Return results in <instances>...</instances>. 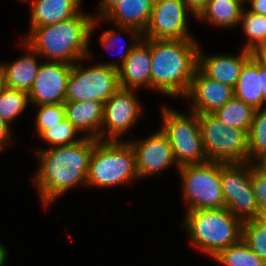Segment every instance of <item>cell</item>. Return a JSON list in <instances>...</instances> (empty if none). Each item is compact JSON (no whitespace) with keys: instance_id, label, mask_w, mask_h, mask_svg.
Returning a JSON list of instances; mask_svg holds the SVG:
<instances>
[{"instance_id":"obj_1","label":"cell","mask_w":266,"mask_h":266,"mask_svg":"<svg viewBox=\"0 0 266 266\" xmlns=\"http://www.w3.org/2000/svg\"><path fill=\"white\" fill-rule=\"evenodd\" d=\"M98 140L84 138L76 144L36 149L39 167L33 176L41 205L49 207L78 185L86 186L91 152Z\"/></svg>"},{"instance_id":"obj_2","label":"cell","mask_w":266,"mask_h":266,"mask_svg":"<svg viewBox=\"0 0 266 266\" xmlns=\"http://www.w3.org/2000/svg\"><path fill=\"white\" fill-rule=\"evenodd\" d=\"M98 25L93 13L80 12L55 24L29 27L22 39L45 61L75 64L86 57L93 59L89 41Z\"/></svg>"},{"instance_id":"obj_3","label":"cell","mask_w":266,"mask_h":266,"mask_svg":"<svg viewBox=\"0 0 266 266\" xmlns=\"http://www.w3.org/2000/svg\"><path fill=\"white\" fill-rule=\"evenodd\" d=\"M151 89L173 98H184L198 68L196 39H149Z\"/></svg>"},{"instance_id":"obj_4","label":"cell","mask_w":266,"mask_h":266,"mask_svg":"<svg viewBox=\"0 0 266 266\" xmlns=\"http://www.w3.org/2000/svg\"><path fill=\"white\" fill-rule=\"evenodd\" d=\"M182 223L192 247L209 258L242 239L243 222L226 207L185 211Z\"/></svg>"},{"instance_id":"obj_5","label":"cell","mask_w":266,"mask_h":266,"mask_svg":"<svg viewBox=\"0 0 266 266\" xmlns=\"http://www.w3.org/2000/svg\"><path fill=\"white\" fill-rule=\"evenodd\" d=\"M139 179L134 150L125 140L97 141L91 152L86 188L133 184Z\"/></svg>"},{"instance_id":"obj_6","label":"cell","mask_w":266,"mask_h":266,"mask_svg":"<svg viewBox=\"0 0 266 266\" xmlns=\"http://www.w3.org/2000/svg\"><path fill=\"white\" fill-rule=\"evenodd\" d=\"M161 108L160 128L168 136L178 167L209 161L203 148L197 114L191 110L182 113L165 104Z\"/></svg>"},{"instance_id":"obj_7","label":"cell","mask_w":266,"mask_h":266,"mask_svg":"<svg viewBox=\"0 0 266 266\" xmlns=\"http://www.w3.org/2000/svg\"><path fill=\"white\" fill-rule=\"evenodd\" d=\"M186 211L225 207L221 187V162L207 161L178 170Z\"/></svg>"},{"instance_id":"obj_8","label":"cell","mask_w":266,"mask_h":266,"mask_svg":"<svg viewBox=\"0 0 266 266\" xmlns=\"http://www.w3.org/2000/svg\"><path fill=\"white\" fill-rule=\"evenodd\" d=\"M203 148L209 161L248 162V133L221 123L213 114H197Z\"/></svg>"},{"instance_id":"obj_9","label":"cell","mask_w":266,"mask_h":266,"mask_svg":"<svg viewBox=\"0 0 266 266\" xmlns=\"http://www.w3.org/2000/svg\"><path fill=\"white\" fill-rule=\"evenodd\" d=\"M83 58L72 64L65 102L99 101L103 104L120 88L118 70L95 63L85 66Z\"/></svg>"},{"instance_id":"obj_10","label":"cell","mask_w":266,"mask_h":266,"mask_svg":"<svg viewBox=\"0 0 266 266\" xmlns=\"http://www.w3.org/2000/svg\"><path fill=\"white\" fill-rule=\"evenodd\" d=\"M252 163L221 162V187L225 207L242 222L261 216L251 182Z\"/></svg>"},{"instance_id":"obj_11","label":"cell","mask_w":266,"mask_h":266,"mask_svg":"<svg viewBox=\"0 0 266 266\" xmlns=\"http://www.w3.org/2000/svg\"><path fill=\"white\" fill-rule=\"evenodd\" d=\"M137 90L119 88L105 103L101 141H123L142 116Z\"/></svg>"},{"instance_id":"obj_12","label":"cell","mask_w":266,"mask_h":266,"mask_svg":"<svg viewBox=\"0 0 266 266\" xmlns=\"http://www.w3.org/2000/svg\"><path fill=\"white\" fill-rule=\"evenodd\" d=\"M196 18L184 0H160L154 3L149 24L143 33L147 39H195L189 33L188 15Z\"/></svg>"},{"instance_id":"obj_13","label":"cell","mask_w":266,"mask_h":266,"mask_svg":"<svg viewBox=\"0 0 266 266\" xmlns=\"http://www.w3.org/2000/svg\"><path fill=\"white\" fill-rule=\"evenodd\" d=\"M138 140V141H137ZM134 150L136 169L140 179L152 177L171 166L179 170L168 136L158 129L144 139L126 140Z\"/></svg>"},{"instance_id":"obj_14","label":"cell","mask_w":266,"mask_h":266,"mask_svg":"<svg viewBox=\"0 0 266 266\" xmlns=\"http://www.w3.org/2000/svg\"><path fill=\"white\" fill-rule=\"evenodd\" d=\"M71 69L65 62L42 61L28 93L30 105L64 104Z\"/></svg>"},{"instance_id":"obj_15","label":"cell","mask_w":266,"mask_h":266,"mask_svg":"<svg viewBox=\"0 0 266 266\" xmlns=\"http://www.w3.org/2000/svg\"><path fill=\"white\" fill-rule=\"evenodd\" d=\"M234 97V88L207 77L199 68L184 99L191 100L189 110L212 114Z\"/></svg>"},{"instance_id":"obj_16","label":"cell","mask_w":266,"mask_h":266,"mask_svg":"<svg viewBox=\"0 0 266 266\" xmlns=\"http://www.w3.org/2000/svg\"><path fill=\"white\" fill-rule=\"evenodd\" d=\"M239 54L206 55L199 48L198 68L209 78L235 88L244 63L254 54L242 48Z\"/></svg>"},{"instance_id":"obj_17","label":"cell","mask_w":266,"mask_h":266,"mask_svg":"<svg viewBox=\"0 0 266 266\" xmlns=\"http://www.w3.org/2000/svg\"><path fill=\"white\" fill-rule=\"evenodd\" d=\"M151 59L149 39L142 38L118 69L120 88L150 91Z\"/></svg>"},{"instance_id":"obj_18","label":"cell","mask_w":266,"mask_h":266,"mask_svg":"<svg viewBox=\"0 0 266 266\" xmlns=\"http://www.w3.org/2000/svg\"><path fill=\"white\" fill-rule=\"evenodd\" d=\"M20 45L25 50V54L9 63L7 61H5L6 63L1 62L0 65L6 87L29 93L42 62L38 61L41 57L26 41L21 39Z\"/></svg>"},{"instance_id":"obj_19","label":"cell","mask_w":266,"mask_h":266,"mask_svg":"<svg viewBox=\"0 0 266 266\" xmlns=\"http://www.w3.org/2000/svg\"><path fill=\"white\" fill-rule=\"evenodd\" d=\"M66 118L84 138L101 141L104 104L99 101L65 102Z\"/></svg>"},{"instance_id":"obj_20","label":"cell","mask_w":266,"mask_h":266,"mask_svg":"<svg viewBox=\"0 0 266 266\" xmlns=\"http://www.w3.org/2000/svg\"><path fill=\"white\" fill-rule=\"evenodd\" d=\"M83 0H26L30 4V27L55 24L79 14Z\"/></svg>"},{"instance_id":"obj_21","label":"cell","mask_w":266,"mask_h":266,"mask_svg":"<svg viewBox=\"0 0 266 266\" xmlns=\"http://www.w3.org/2000/svg\"><path fill=\"white\" fill-rule=\"evenodd\" d=\"M152 0H122L101 22H110L112 25L132 27L145 32L153 10Z\"/></svg>"},{"instance_id":"obj_22","label":"cell","mask_w":266,"mask_h":266,"mask_svg":"<svg viewBox=\"0 0 266 266\" xmlns=\"http://www.w3.org/2000/svg\"><path fill=\"white\" fill-rule=\"evenodd\" d=\"M244 6L239 0H209L195 21L209 23L221 29L234 28L239 26Z\"/></svg>"},{"instance_id":"obj_23","label":"cell","mask_w":266,"mask_h":266,"mask_svg":"<svg viewBox=\"0 0 266 266\" xmlns=\"http://www.w3.org/2000/svg\"><path fill=\"white\" fill-rule=\"evenodd\" d=\"M234 97L255 109L263 107L259 59L253 54L243 65L240 77L234 88Z\"/></svg>"},{"instance_id":"obj_24","label":"cell","mask_w":266,"mask_h":266,"mask_svg":"<svg viewBox=\"0 0 266 266\" xmlns=\"http://www.w3.org/2000/svg\"><path fill=\"white\" fill-rule=\"evenodd\" d=\"M115 28V29H113ZM113 28L111 29H107V30H104L102 31V34L101 36L99 37L100 39V42H101V46L103 48H105L106 50H112L114 47H116L115 49H117L118 45L120 44V42L122 41H119V40H122V35H127V36H130L129 38H131L130 42H127L129 44H122L120 47L118 52L119 56L118 58H120V60H118L119 62L117 61H108V62H100L98 64L100 65H105L107 67H112V68H115V69H119L122 64L124 63V61L126 60V58L129 56V54L131 53V51L133 50V48L137 45V43L143 38V34L135 29V28H132V27H124V26H113ZM124 43V42H123ZM113 49V50H115ZM112 50V51H113ZM117 51V50H116Z\"/></svg>"},{"instance_id":"obj_25","label":"cell","mask_w":266,"mask_h":266,"mask_svg":"<svg viewBox=\"0 0 266 266\" xmlns=\"http://www.w3.org/2000/svg\"><path fill=\"white\" fill-rule=\"evenodd\" d=\"M256 109L233 97L224 106L212 113L224 125L249 133Z\"/></svg>"},{"instance_id":"obj_26","label":"cell","mask_w":266,"mask_h":266,"mask_svg":"<svg viewBox=\"0 0 266 266\" xmlns=\"http://www.w3.org/2000/svg\"><path fill=\"white\" fill-rule=\"evenodd\" d=\"M212 259L222 266H266V262L251 250L242 239L221 250Z\"/></svg>"},{"instance_id":"obj_27","label":"cell","mask_w":266,"mask_h":266,"mask_svg":"<svg viewBox=\"0 0 266 266\" xmlns=\"http://www.w3.org/2000/svg\"><path fill=\"white\" fill-rule=\"evenodd\" d=\"M29 106L27 92L6 86L0 91V117L11 126Z\"/></svg>"},{"instance_id":"obj_28","label":"cell","mask_w":266,"mask_h":266,"mask_svg":"<svg viewBox=\"0 0 266 266\" xmlns=\"http://www.w3.org/2000/svg\"><path fill=\"white\" fill-rule=\"evenodd\" d=\"M247 36L244 49L254 51L266 37V16L249 11L246 7L242 10L239 25Z\"/></svg>"},{"instance_id":"obj_29","label":"cell","mask_w":266,"mask_h":266,"mask_svg":"<svg viewBox=\"0 0 266 266\" xmlns=\"http://www.w3.org/2000/svg\"><path fill=\"white\" fill-rule=\"evenodd\" d=\"M266 152V108L256 109L248 133V162L253 163Z\"/></svg>"},{"instance_id":"obj_30","label":"cell","mask_w":266,"mask_h":266,"mask_svg":"<svg viewBox=\"0 0 266 266\" xmlns=\"http://www.w3.org/2000/svg\"><path fill=\"white\" fill-rule=\"evenodd\" d=\"M79 131L75 126L65 118L54 126H49L39 137L50 147L76 144L84 139V136H78ZM78 136V137H77Z\"/></svg>"},{"instance_id":"obj_31","label":"cell","mask_w":266,"mask_h":266,"mask_svg":"<svg viewBox=\"0 0 266 266\" xmlns=\"http://www.w3.org/2000/svg\"><path fill=\"white\" fill-rule=\"evenodd\" d=\"M242 240L266 262V222L260 217L243 222Z\"/></svg>"},{"instance_id":"obj_32","label":"cell","mask_w":266,"mask_h":266,"mask_svg":"<svg viewBox=\"0 0 266 266\" xmlns=\"http://www.w3.org/2000/svg\"><path fill=\"white\" fill-rule=\"evenodd\" d=\"M39 110L36 112L35 127L38 136L49 126H54L66 118L64 104H45L33 106Z\"/></svg>"},{"instance_id":"obj_33","label":"cell","mask_w":266,"mask_h":266,"mask_svg":"<svg viewBox=\"0 0 266 266\" xmlns=\"http://www.w3.org/2000/svg\"><path fill=\"white\" fill-rule=\"evenodd\" d=\"M251 182L260 214L266 210V174L252 164Z\"/></svg>"},{"instance_id":"obj_34","label":"cell","mask_w":266,"mask_h":266,"mask_svg":"<svg viewBox=\"0 0 266 266\" xmlns=\"http://www.w3.org/2000/svg\"><path fill=\"white\" fill-rule=\"evenodd\" d=\"M12 126L0 117V152H3L7 146L15 143L12 132ZM13 141V142H12Z\"/></svg>"},{"instance_id":"obj_35","label":"cell","mask_w":266,"mask_h":266,"mask_svg":"<svg viewBox=\"0 0 266 266\" xmlns=\"http://www.w3.org/2000/svg\"><path fill=\"white\" fill-rule=\"evenodd\" d=\"M97 13H94V18L104 19L122 0H100Z\"/></svg>"},{"instance_id":"obj_36","label":"cell","mask_w":266,"mask_h":266,"mask_svg":"<svg viewBox=\"0 0 266 266\" xmlns=\"http://www.w3.org/2000/svg\"><path fill=\"white\" fill-rule=\"evenodd\" d=\"M249 11L266 16V0H249Z\"/></svg>"},{"instance_id":"obj_37","label":"cell","mask_w":266,"mask_h":266,"mask_svg":"<svg viewBox=\"0 0 266 266\" xmlns=\"http://www.w3.org/2000/svg\"><path fill=\"white\" fill-rule=\"evenodd\" d=\"M188 8L197 16L201 10L207 5L209 0H184Z\"/></svg>"},{"instance_id":"obj_38","label":"cell","mask_w":266,"mask_h":266,"mask_svg":"<svg viewBox=\"0 0 266 266\" xmlns=\"http://www.w3.org/2000/svg\"><path fill=\"white\" fill-rule=\"evenodd\" d=\"M259 75H261V88L263 95V108H266V66L259 60Z\"/></svg>"},{"instance_id":"obj_39","label":"cell","mask_w":266,"mask_h":266,"mask_svg":"<svg viewBox=\"0 0 266 266\" xmlns=\"http://www.w3.org/2000/svg\"><path fill=\"white\" fill-rule=\"evenodd\" d=\"M258 170L266 174V152L252 163Z\"/></svg>"},{"instance_id":"obj_40","label":"cell","mask_w":266,"mask_h":266,"mask_svg":"<svg viewBox=\"0 0 266 266\" xmlns=\"http://www.w3.org/2000/svg\"><path fill=\"white\" fill-rule=\"evenodd\" d=\"M253 53L266 66V47H257Z\"/></svg>"},{"instance_id":"obj_41","label":"cell","mask_w":266,"mask_h":266,"mask_svg":"<svg viewBox=\"0 0 266 266\" xmlns=\"http://www.w3.org/2000/svg\"><path fill=\"white\" fill-rule=\"evenodd\" d=\"M8 254L6 246L0 243V266H5L8 260Z\"/></svg>"},{"instance_id":"obj_42","label":"cell","mask_w":266,"mask_h":266,"mask_svg":"<svg viewBox=\"0 0 266 266\" xmlns=\"http://www.w3.org/2000/svg\"><path fill=\"white\" fill-rule=\"evenodd\" d=\"M5 87L3 70L0 65V91Z\"/></svg>"},{"instance_id":"obj_43","label":"cell","mask_w":266,"mask_h":266,"mask_svg":"<svg viewBox=\"0 0 266 266\" xmlns=\"http://www.w3.org/2000/svg\"><path fill=\"white\" fill-rule=\"evenodd\" d=\"M260 218L266 222V210L261 213Z\"/></svg>"},{"instance_id":"obj_44","label":"cell","mask_w":266,"mask_h":266,"mask_svg":"<svg viewBox=\"0 0 266 266\" xmlns=\"http://www.w3.org/2000/svg\"><path fill=\"white\" fill-rule=\"evenodd\" d=\"M258 47H266V37L265 40Z\"/></svg>"},{"instance_id":"obj_45","label":"cell","mask_w":266,"mask_h":266,"mask_svg":"<svg viewBox=\"0 0 266 266\" xmlns=\"http://www.w3.org/2000/svg\"><path fill=\"white\" fill-rule=\"evenodd\" d=\"M242 4H246V3H248L249 2V0H239Z\"/></svg>"}]
</instances>
